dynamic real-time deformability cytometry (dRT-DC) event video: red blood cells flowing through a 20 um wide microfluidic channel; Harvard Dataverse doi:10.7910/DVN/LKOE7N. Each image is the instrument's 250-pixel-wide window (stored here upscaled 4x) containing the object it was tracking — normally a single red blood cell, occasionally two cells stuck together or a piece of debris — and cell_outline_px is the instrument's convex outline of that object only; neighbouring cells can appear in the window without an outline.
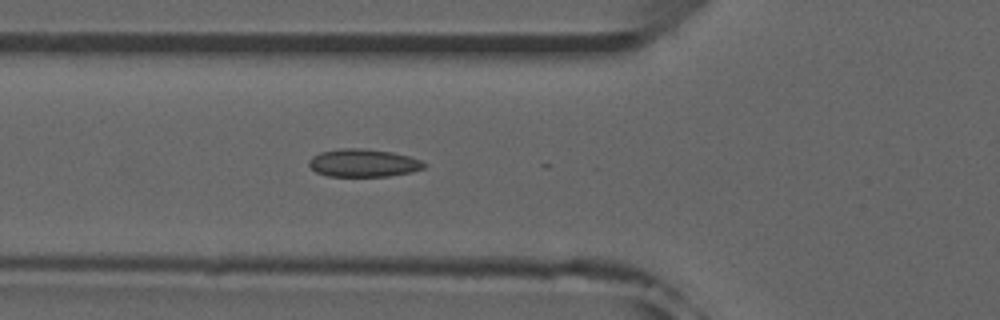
{"species": "common noctule bat (a hibernating species)", "species_latin": "Nyctalus noctula", "temperature_condition": "room temperature", "stored_images_in_passage": 23, "camera_frame_rate_fps": 3000, "um_per_image_px": 0.085, "animal": {"sex": "male", "forearm_length_mm": 52.5}, "frame": {"image": 1, "passage_image": 19, "time_ms": 6.0, "image_size_px": [1000, 320], "cell_outline_px": [[428, 164], [424, 168], [412, 172], [388, 176], [328, 176], [316, 172], [308, 164], [308, 160], [312, 156], [320, 152], [340, 148], [356, 148], [392, 152], [408, 156], [420, 160]], "centroid_in_image_um": [30.88, 13.85], "position_along_channel_um": 94.9, "area_um2": 18.67}}
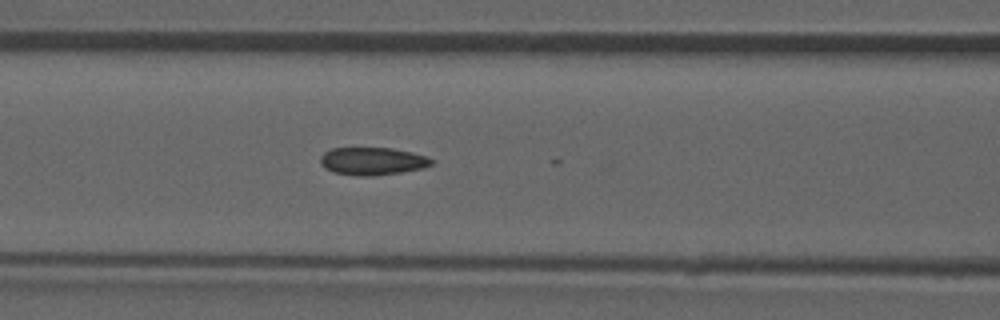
{"frame": {"image": 2, "passage_image": 22, "time_ms": 7.0, "image_size_px": [1000, 320], "cell_outline_px": [[436, 160], [432, 164], [424, 168], [400, 172], [372, 176], [356, 176], [332, 172], [324, 168], [320, 164], [320, 156], [324, 152], [332, 148], [392, 148], [412, 152], [428, 156]], "centroid_in_image_um": [31.66, 13.7], "position_along_channel_um": 134.9, "area_um2": 18.21}}